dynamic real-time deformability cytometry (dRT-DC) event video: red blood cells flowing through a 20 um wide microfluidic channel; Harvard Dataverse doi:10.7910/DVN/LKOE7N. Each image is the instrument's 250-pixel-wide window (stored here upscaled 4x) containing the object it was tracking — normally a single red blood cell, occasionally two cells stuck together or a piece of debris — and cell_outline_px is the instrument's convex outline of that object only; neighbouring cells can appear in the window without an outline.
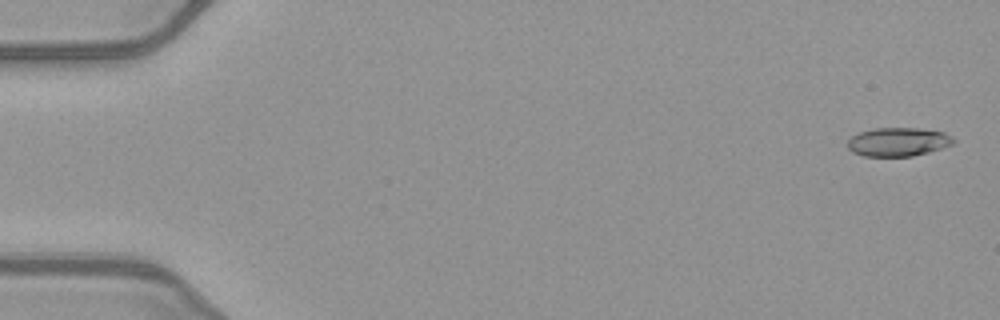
{"species": "common noctule bat (a hibernating species)", "species_latin": "Nyctalus noctula", "temperature_condition": "warm", "stored_images_in_passage": 52, "camera_frame_rate_fps": 3000, "um_per_image_px": 0.085, "animal": {"sex": "female", "body_mass_g": 21.9}, "frame": {"image": 1, "passage_image": 2, "time_ms": 0.333, "image_size_px": [1000, 320], "cell_outline_px": [[956, 140], [952, 144], [928, 152], [912, 156], [864, 156], [852, 152], [848, 148], [848, 140], [852, 136], [860, 132], [872, 128], [916, 128], [944, 132], [952, 136]], "centroid_in_image_um": [76.33, 12.05], "position_along_channel_um": 8.7, "area_um2": 17.63}}
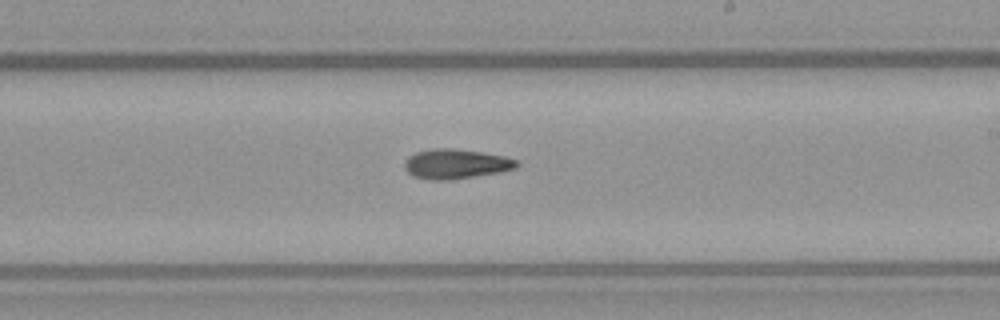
{"frame": {"image": 2, "passage_image": 31, "time_ms": 10.0, "image_size_px": [1000, 320], "cell_outline_px": [[520, 164], [516, 168], [500, 172], [452, 180], [428, 180], [412, 176], [404, 168], [404, 164], [408, 156], [416, 152], [436, 148], [452, 148], [480, 152], [504, 156], [520, 160]], "centroid_in_image_um": [38.76, 13.94], "position_along_channel_um": 250.2, "area_um2": 19.59}}
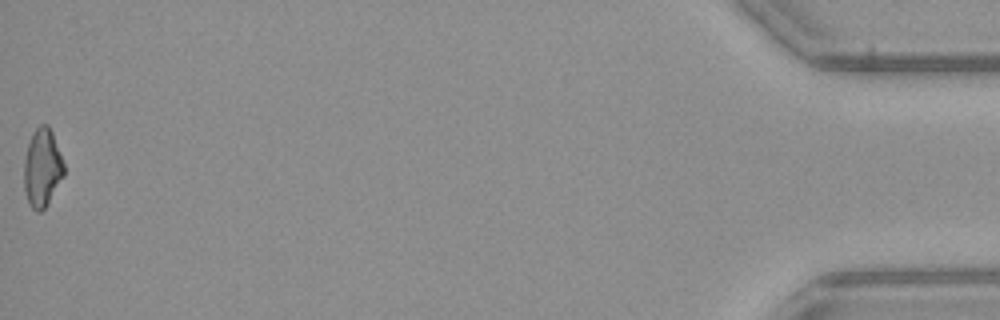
{"frame": {"image": 3, "passage_image": 52, "time_ms": 17.0, "image_size_px": [1000, 320], "cell_outline_px": [[64, 176], [44, 208], [40, 212], [36, 212], [28, 204], [24, 192], [24, 160], [28, 144], [32, 132], [40, 124], [48, 124], [52, 132], [64, 164]], "centroid_in_image_um": [3.57, 14.27], "position_along_channel_um": 431.6, "area_um2": 18.21}}